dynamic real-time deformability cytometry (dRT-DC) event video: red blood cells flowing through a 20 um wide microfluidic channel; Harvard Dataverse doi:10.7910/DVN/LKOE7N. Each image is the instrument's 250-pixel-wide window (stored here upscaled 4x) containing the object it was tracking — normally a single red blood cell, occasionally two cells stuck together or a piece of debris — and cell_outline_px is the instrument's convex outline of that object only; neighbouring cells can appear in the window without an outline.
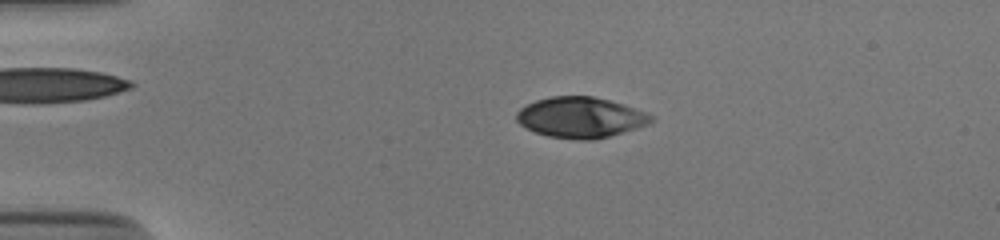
{"species": "human", "species_latin": "Homo sapiens", "temperature_condition": "cold", "stored_images_in_passage": 44, "camera_frame_rate_fps": 3000, "um_per_image_px": 0.085, "donor": {"sex": "male"}, "frame": {"image": 1, "passage_image": 3, "time_ms": 0.667, "image_size_px": [1000, 240], "cell_outline_px": [[652, 120], [648, 124], [624, 132], [592, 140], [580, 140], [548, 136], [536, 132], [520, 124], [516, 120], [516, 112], [520, 108], [536, 100], [548, 96], [592, 96], [624, 104], [648, 112], [652, 116]], "centroid_in_image_um": [49.34, 9.97], "position_along_channel_um": 35.7, "area_um2": 31.79}}
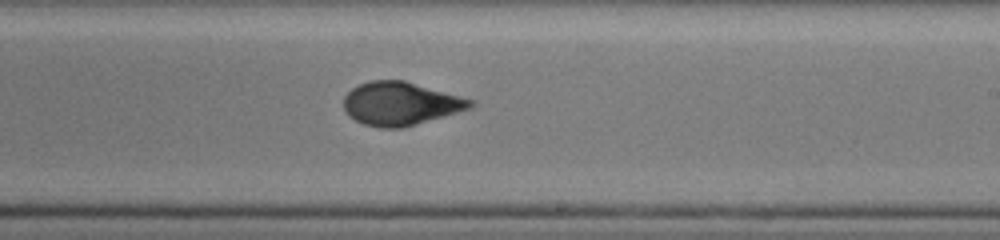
{"frame": {"image": 2, "passage_image": 24, "time_ms": 7.667, "image_size_px": [1000, 240], "cell_outline_px": [[476, 104], [472, 108], [400, 128], [380, 128], [364, 124], [348, 116], [344, 108], [344, 96], [352, 88], [360, 84], [372, 80], [404, 80], [476, 100]], "centroid_in_image_um": [34.06, 8.8], "position_along_channel_um": 254.9, "area_um2": 31.91}}
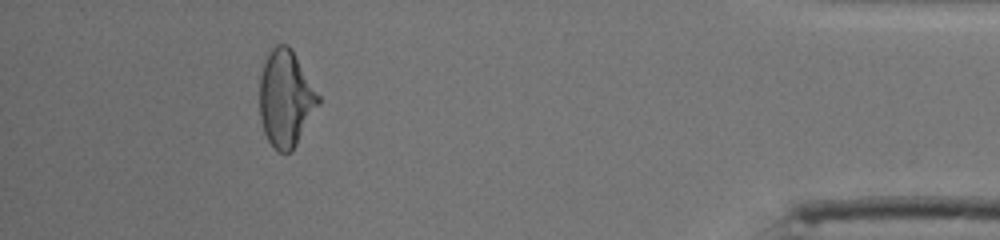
{"frame": {"image": 3, "passage_image": 40, "time_ms": 13.0, "image_size_px": [1000, 240], "cell_outline_px": [[320, 104], [292, 152], [276, 152], [268, 140], [264, 132], [260, 116], [260, 76], [264, 56], [276, 44], [288, 44], [292, 48], [320, 96]], "centroid_in_image_um": [24.29, 8.35], "position_along_channel_um": 410.9, "area_um2": 33.47}, "authors_computed_cell_mechanics": {"area_um2": 32.4836, "velocity_mm_per_s": 3.8649, "shape_relaxation_time_tau1_ms": 6.4525, "shape_relaxation_time_tau2_ms": 0.8638, "deformation_change_tau1": 0.2014, "deformation_change_tau2": 0.0454}}